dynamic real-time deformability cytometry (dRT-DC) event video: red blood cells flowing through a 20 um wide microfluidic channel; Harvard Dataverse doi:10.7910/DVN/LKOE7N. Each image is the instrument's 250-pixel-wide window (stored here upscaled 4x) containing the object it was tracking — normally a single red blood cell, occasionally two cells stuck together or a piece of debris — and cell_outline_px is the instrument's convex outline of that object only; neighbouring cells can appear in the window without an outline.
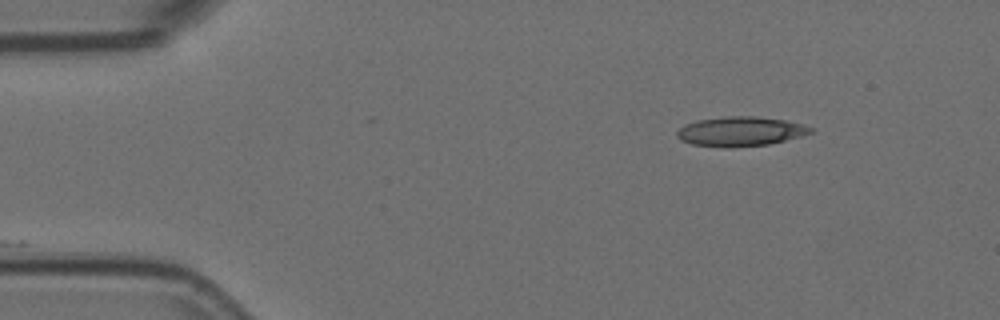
{"species": "Egyptian fruit bat (a non-hibernating species)", "species_latin": "Rousettus aegyptiacus", "temperature_condition": "room temperature", "stored_images_in_passage": 32, "camera_frame_rate_fps": 3000, "um_per_image_px": 0.085, "animal": {"sex": "female"}, "frame": {"image": 1, "passage_image": 1, "time_ms": 0.0, "image_size_px": [1000, 320], "cell_outline_px": [[816, 128], [812, 132], [800, 136], [768, 144], [728, 148], [692, 144], [680, 140], [676, 136], [676, 132], [684, 124], [696, 120], [724, 116], [756, 116], [784, 120], [804, 124]], "centroid_in_image_um": [62.92, 11.16], "position_along_channel_um": 22.1, "area_um2": 23.12}}
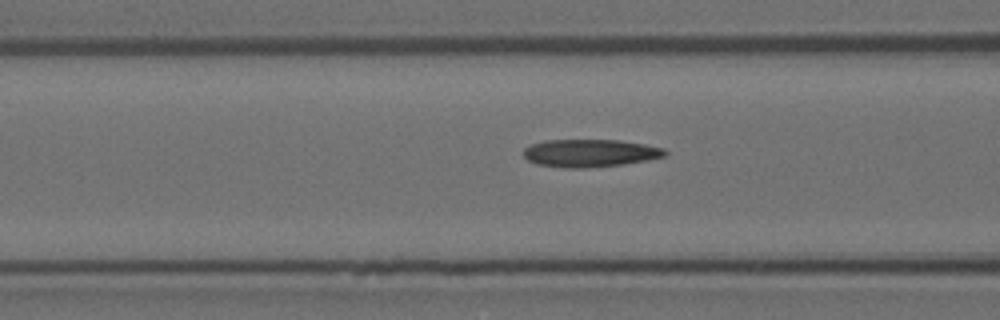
{"frame": {"image": 2, "passage_image": 15, "time_ms": 4.667, "image_size_px": [1000, 320], "cell_outline_px": [[668, 152], [664, 156], [648, 160], [620, 164], [584, 168], [564, 168], [536, 164], [528, 160], [524, 156], [524, 148], [532, 144], [544, 140], [620, 140], [644, 144], [664, 148]], "centroid_in_image_um": [50.13, 13.01], "position_along_channel_um": 116.5, "area_um2": 22.77}}
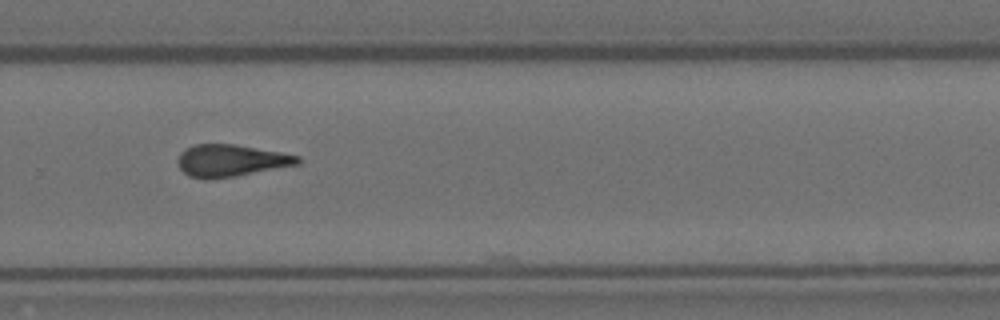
{"frame": {"image": 3, "passage_image": 31, "time_ms": 10.0, "image_size_px": [1000, 320], "cell_outline_px": [[300, 164], [236, 176], [204, 180], [188, 176], [180, 168], [176, 160], [180, 152], [184, 148], [196, 144], [232, 144], [280, 152], [300, 156]], "centroid_in_image_um": [19.58, 13.66], "position_along_channel_um": 310.2, "area_um2": 22.48}}